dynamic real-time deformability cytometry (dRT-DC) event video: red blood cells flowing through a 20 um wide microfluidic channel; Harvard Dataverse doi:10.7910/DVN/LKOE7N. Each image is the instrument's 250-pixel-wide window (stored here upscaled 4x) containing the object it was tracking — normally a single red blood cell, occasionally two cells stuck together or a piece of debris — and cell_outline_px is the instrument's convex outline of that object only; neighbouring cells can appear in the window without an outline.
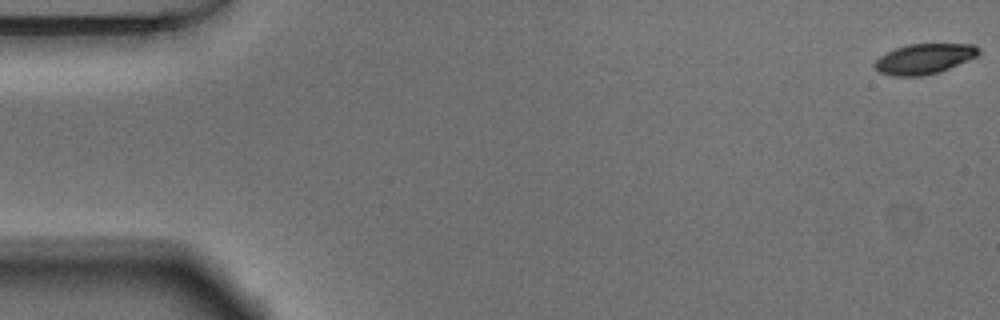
{"species": "Egyptian fruit bat (a non-hibernating species)", "species_latin": "Rousettus aegyptiacus", "temperature_condition": "warm", "stored_images_in_passage": 53, "camera_frame_rate_fps": 3000, "um_per_image_px": 0.085, "animal": {"sex": "male"}, "frame": {"image": 1, "passage_image": 1, "time_ms": 0.0, "image_size_px": [1000, 320], "cell_outline_px": [[980, 52], [976, 56], [968, 60], [940, 72], [920, 76], [892, 76], [880, 72], [872, 64], [884, 52], [908, 44], [972, 44], [980, 48]], "centroid_in_image_um": [78.53, 5.0], "position_along_channel_um": 6.5, "area_um2": 18.32}}
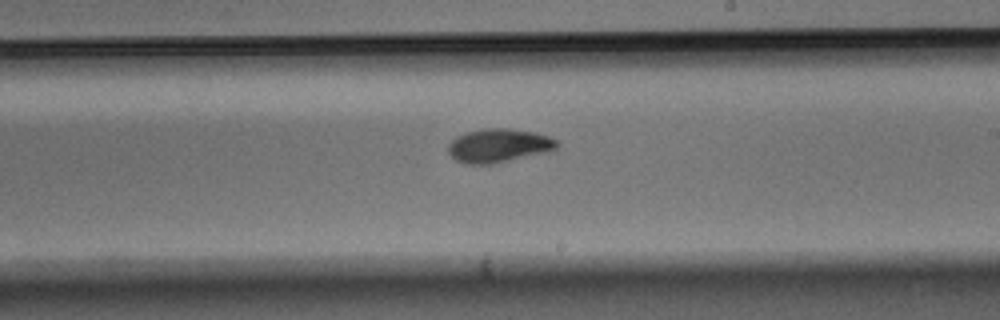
{"frame": {"image": 2, "passage_image": 31, "time_ms": 10.0, "image_size_px": [1000, 320], "cell_outline_px": [[560, 144], [556, 148], [492, 164], [468, 164], [456, 160], [448, 152], [448, 144], [456, 136], [468, 132], [484, 128], [504, 128], [532, 132], [548, 136], [556, 140]], "centroid_in_image_um": [42.32, 12.36], "position_along_channel_um": 246.7, "area_um2": 20.75}}
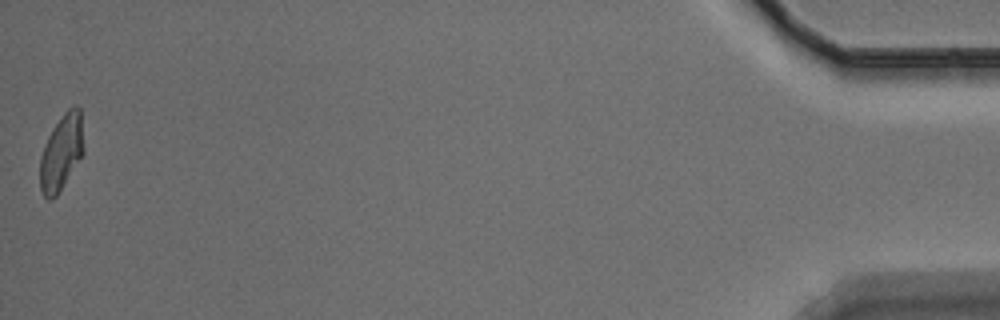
{"frame": {"image": 3, "passage_image": 53, "time_ms": 17.333, "image_size_px": [1000, 320], "cell_outline_px": [[84, 152], [56, 196], [52, 200], [48, 200], [44, 196], [40, 188], [40, 156], [48, 136], [52, 128], [64, 112], [68, 108], [76, 104], [80, 108], [84, 148]], "centroid_in_image_um": [5.22, 12.93], "position_along_channel_um": 430.0, "area_um2": 19.25}, "authors_computed_cell_mechanics": {"area_um2": 19.941, "velocity_mm_per_s": 3.8241, "shape_relaxation_time_tau1_ms": 3.1189, "shape_relaxation_time_tau2_ms": 3.2786, "deformation_change_tau1": 0.1611, "deformation_change_tau2": 0.0793}}